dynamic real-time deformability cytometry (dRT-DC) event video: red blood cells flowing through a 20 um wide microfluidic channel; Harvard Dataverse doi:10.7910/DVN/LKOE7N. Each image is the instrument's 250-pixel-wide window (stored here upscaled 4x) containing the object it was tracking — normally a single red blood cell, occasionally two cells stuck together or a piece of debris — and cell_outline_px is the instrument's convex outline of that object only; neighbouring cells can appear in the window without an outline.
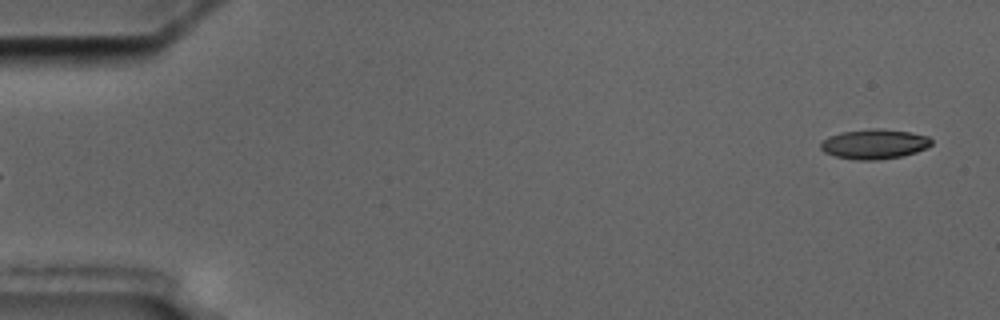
{"species": "common noctule bat (a hibernating species)", "species_latin": "Nyctalus noctula", "temperature_condition": "cold", "stored_images_in_passage": 6, "segment_of_instrument_passage": [2, 2], "camera_frame_rate_fps": 3000, "um_per_image_px": 0.085, "animal": {"sex": "male", "body_mass_g": 17.5, "forearm_length_mm": 52.3}, "frame": {"image": 1, "passage_image": 6, "time_ms": 6.667, "image_size_px": [1000, 320], "cell_outline_px": [[932, 144], [916, 152], [900, 156], [872, 160], [856, 160], [836, 156], [824, 152], [820, 148], [820, 144], [828, 136], [840, 132], [872, 128], [880, 128], [908, 132], [928, 136], [932, 140]], "centroid_in_image_um": [74.29, 12.23], "position_along_channel_um": 10.7, "area_um2": 19.07}}